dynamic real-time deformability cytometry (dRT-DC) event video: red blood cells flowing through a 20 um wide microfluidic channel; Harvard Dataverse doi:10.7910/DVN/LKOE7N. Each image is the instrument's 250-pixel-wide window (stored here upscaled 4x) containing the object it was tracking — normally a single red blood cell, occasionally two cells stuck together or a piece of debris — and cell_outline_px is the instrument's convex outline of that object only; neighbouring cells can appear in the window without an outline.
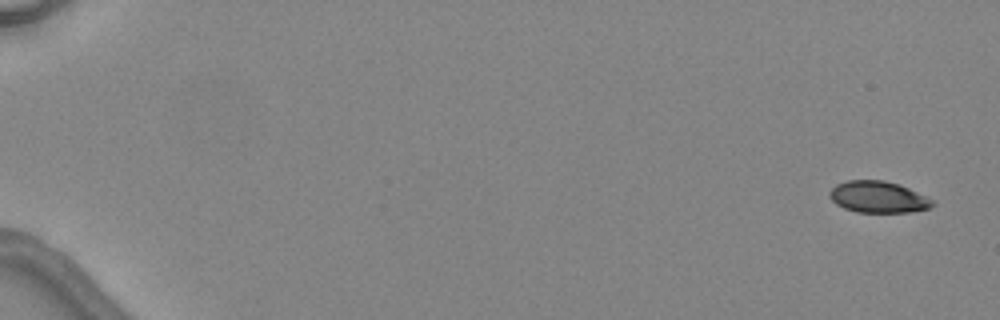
{"species": "common noctule bat (a hibernating species)", "species_latin": "Nyctalus noctula", "temperature_condition": "warm", "stored_images_in_passage": 4, "camera_frame_rate_fps": 3000, "um_per_image_px": 0.085, "animal": {"sex": "female", "body_mass_g": 24.6, "forearm_length_mm": 56.2}, "frame": {"image": 1, "passage_image": 1, "time_ms": 0.0, "image_size_px": [1000, 320], "cell_outline_px": [[936, 204], [928, 208], [912, 212], [856, 212], [844, 208], [836, 204], [828, 196], [828, 192], [836, 184], [848, 180], [884, 180], [900, 184], [936, 200]], "centroid_in_image_um": [74.67, 16.74], "position_along_channel_um": 10.3, "area_um2": 19.19}}
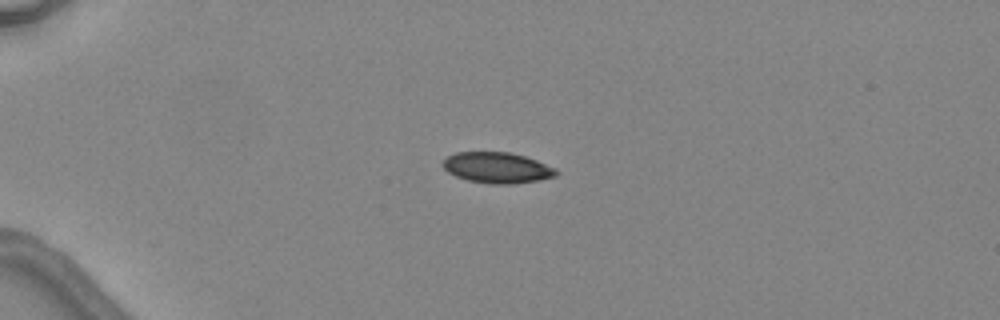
{"frame": {"image": 2, "passage_image": 4, "time_ms": 4.0, "image_size_px": [1000, 320], "cell_outline_px": [[560, 172], [556, 176], [540, 180], [516, 184], [488, 184], [468, 180], [456, 176], [448, 172], [440, 164], [448, 156], [456, 152], [508, 152], [524, 156], [536, 160], [556, 168]], "centroid_in_image_um": [42.27, 14.26], "position_along_channel_um": 42.7, "area_um2": 20.52}}